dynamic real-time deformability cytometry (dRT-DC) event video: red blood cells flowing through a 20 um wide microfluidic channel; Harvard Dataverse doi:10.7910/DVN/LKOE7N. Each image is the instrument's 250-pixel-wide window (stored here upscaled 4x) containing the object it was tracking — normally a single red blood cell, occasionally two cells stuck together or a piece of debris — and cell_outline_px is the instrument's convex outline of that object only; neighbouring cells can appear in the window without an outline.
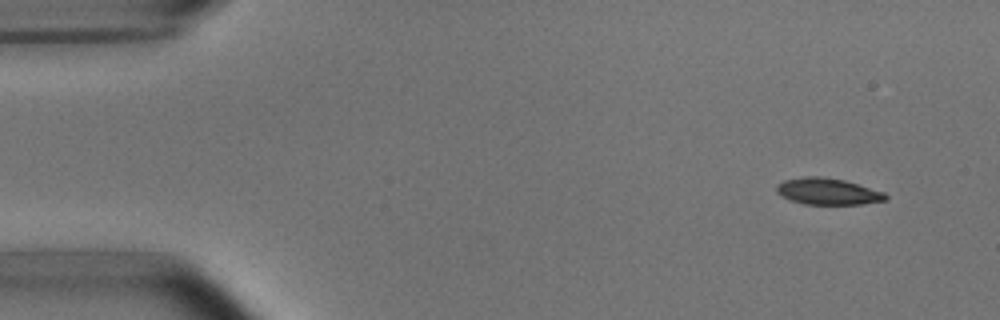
{"species": "common noctule bat (a hibernating species)", "species_latin": "Nyctalus noctula", "temperature_condition": "room temperature", "stored_images_in_passage": 4, "camera_frame_rate_fps": 3000, "um_per_image_px": 0.085, "animal": {"sex": "male", "body_mass_g": 15.6}, "frame": {"image": 1, "passage_image": 1, "time_ms": 0.0, "image_size_px": [1000, 320], "cell_outline_px": [[888, 200], [860, 204], [804, 204], [780, 196], [776, 192], [776, 184], [784, 180], [804, 176], [820, 176], [844, 180], [884, 192], [888, 196]], "centroid_in_image_um": [70.34, 16.27], "position_along_channel_um": 14.7, "area_um2": 16.88}}
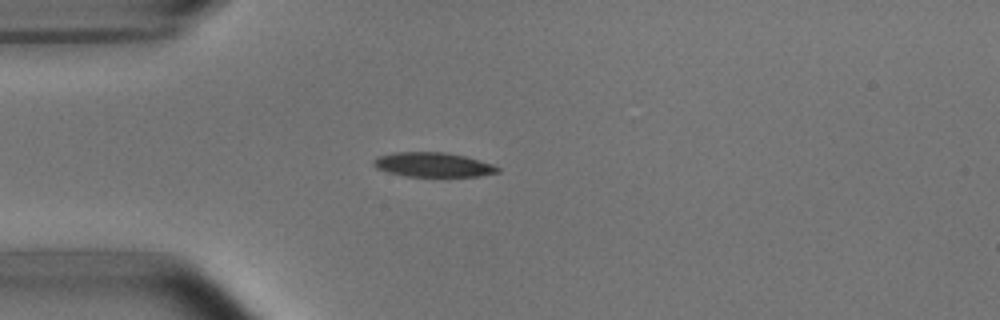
{"frame": {"image": 2, "passage_image": 4, "time_ms": 3.333, "image_size_px": [1000, 320], "cell_outline_px": [[500, 172], [480, 176], [404, 176], [388, 172], [376, 168], [372, 164], [372, 160], [376, 156], [392, 152], [444, 152], [464, 156], [480, 160], [492, 164], [500, 168]], "centroid_in_image_um": [36.77, 13.99], "position_along_channel_um": 48.2, "area_um2": 17.8}}